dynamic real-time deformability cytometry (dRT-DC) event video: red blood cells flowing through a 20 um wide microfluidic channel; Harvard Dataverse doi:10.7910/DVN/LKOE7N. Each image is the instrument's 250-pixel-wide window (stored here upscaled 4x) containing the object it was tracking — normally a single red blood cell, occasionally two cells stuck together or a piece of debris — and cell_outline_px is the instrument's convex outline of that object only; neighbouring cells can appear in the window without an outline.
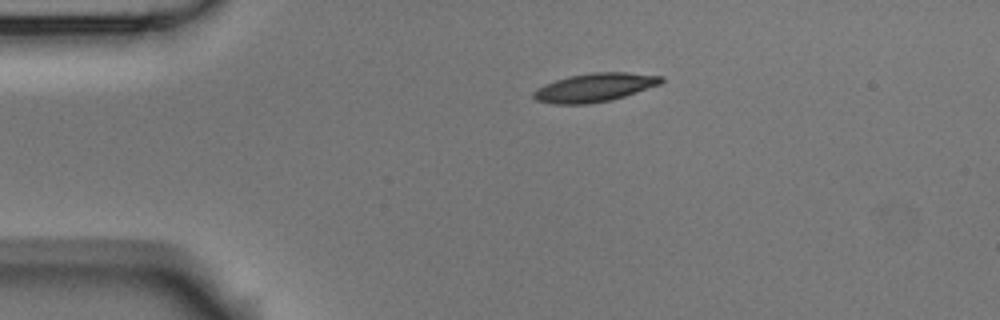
{"species": "Egyptian fruit bat (a non-hibernating species)", "species_latin": "Rousettus aegyptiacus", "temperature_condition": "room temperature", "stored_images_in_passage": 2, "camera_frame_rate_fps": 3000, "um_per_image_px": 0.085, "animal": {"sex": "male"}, "frame": {"image": 1, "passage_image": 1, "time_ms": 0.0, "image_size_px": [1000, 320], "cell_outline_px": [[664, 80], [660, 84], [612, 100], [588, 104], [552, 104], [536, 100], [532, 96], [532, 92], [536, 88], [544, 84], [568, 76], [592, 72], [628, 72], [664, 76]], "centroid_in_image_um": [50.52, 7.43], "position_along_channel_um": 34.5, "area_um2": 21.39}}